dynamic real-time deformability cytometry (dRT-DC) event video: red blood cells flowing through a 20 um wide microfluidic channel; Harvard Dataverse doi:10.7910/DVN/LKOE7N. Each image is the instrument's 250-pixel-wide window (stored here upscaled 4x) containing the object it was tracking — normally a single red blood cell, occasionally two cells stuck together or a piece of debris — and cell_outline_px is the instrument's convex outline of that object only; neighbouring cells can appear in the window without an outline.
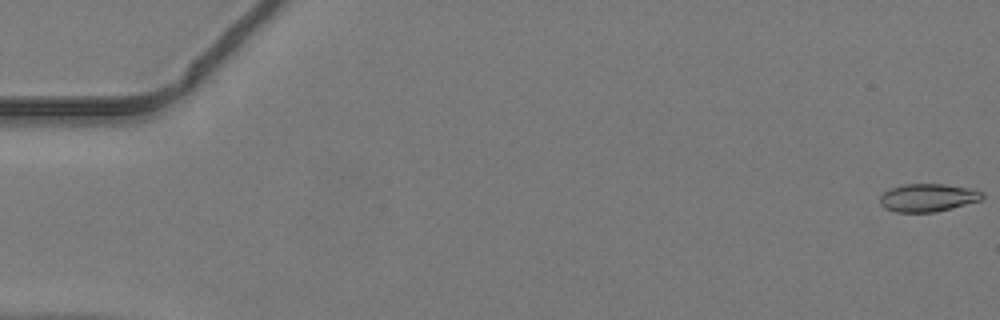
{"species": "common noctule bat (a hibernating species)", "species_latin": "Nyctalus noctula", "temperature_condition": "warm", "stored_images_in_passage": 39, "camera_frame_rate_fps": 3000, "um_per_image_px": 0.085, "animal": {"sex": "male", "body_mass_g": 19.2, "forearm_length_mm": 51.8}, "frame": {"image": 1, "passage_image": 1, "time_ms": 0.0, "image_size_px": [1000, 320], "cell_outline_px": [[984, 196], [980, 200], [936, 212], [896, 212], [884, 208], [880, 204], [880, 196], [884, 192], [892, 188], [904, 184], [944, 184], [968, 188], [984, 192]], "centroid_in_image_um": [78.85, 16.8], "position_along_channel_um": 6.2, "area_um2": 16.53}}
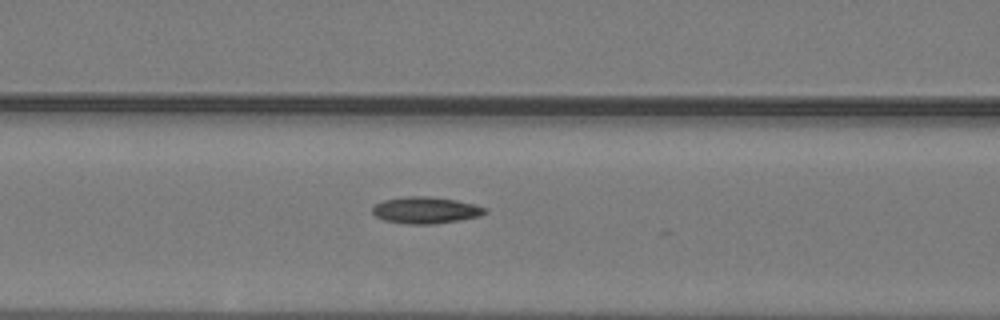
{"frame": {"image": 2, "passage_image": 21, "time_ms": 6.667, "image_size_px": [1000, 320], "cell_outline_px": [[488, 212], [480, 216], [460, 220], [432, 224], [408, 224], [384, 220], [376, 216], [372, 212], [372, 208], [376, 204], [384, 200], [404, 196], [432, 196], [456, 200], [488, 208]], "centroid_in_image_um": [36.2, 17.86], "position_along_channel_um": 130.4, "area_um2": 17.51}}
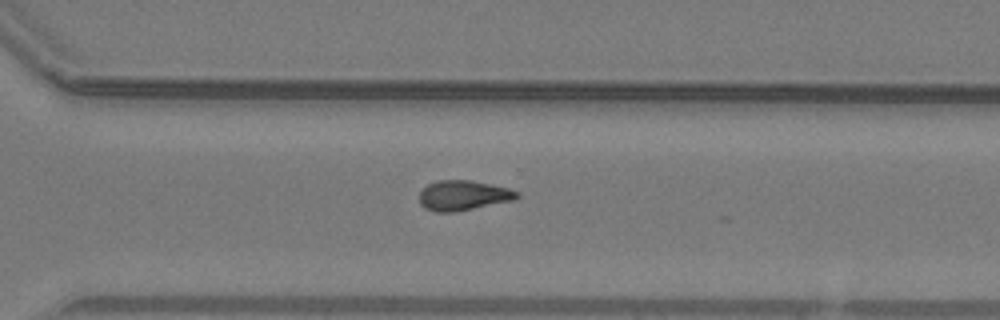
{"frame": {"image": 3, "passage_image": 35, "time_ms": 11.333, "image_size_px": [1000, 320], "cell_outline_px": [[520, 196], [512, 200], [456, 212], [436, 212], [424, 208], [420, 204], [420, 192], [428, 184], [440, 180], [472, 180], [508, 188], [520, 192]], "centroid_in_image_um": [39.37, 16.61], "position_along_channel_um": 331.2, "area_um2": 16.99}}